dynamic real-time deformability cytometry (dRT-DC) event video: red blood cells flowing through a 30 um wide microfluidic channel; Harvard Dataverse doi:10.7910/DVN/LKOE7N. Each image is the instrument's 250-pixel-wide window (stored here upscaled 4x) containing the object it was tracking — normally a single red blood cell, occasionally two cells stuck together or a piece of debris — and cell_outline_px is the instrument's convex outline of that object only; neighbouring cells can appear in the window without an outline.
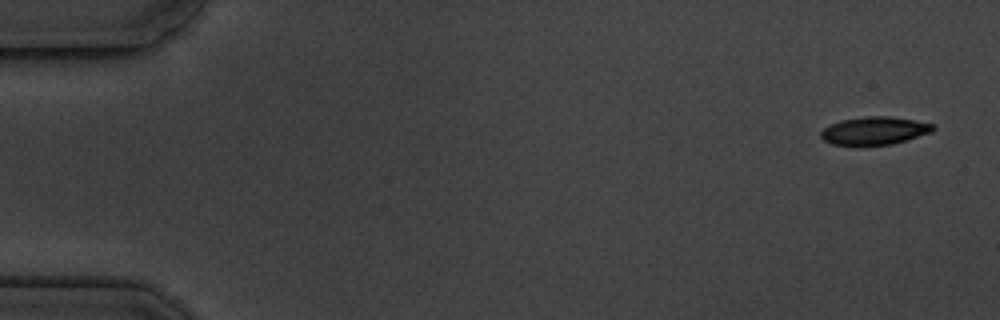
{"species": "common noctule bat (a hibernating species)", "species_latin": "Nyctalus noctula", "temperature_condition": "cold", "stored_images_in_passage": 6, "segment_of_instrument_passage": [1, 2], "camera_frame_rate_fps": 3000, "um_per_image_px": 0.085, "animal": {"sex": "male", "body_mass_g": 19.5, "forearm_length_mm": 54.6}, "frame": {"image": 1, "passage_image": 1, "time_ms": 0.0, "image_size_px": [1000, 320], "cell_outline_px": [[936, 128], [932, 132], [892, 144], [832, 144], [824, 140], [820, 136], [820, 132], [824, 128], [840, 120], [864, 116], [892, 116], [932, 124]], "centroid_in_image_um": [74.33, 11.09], "position_along_channel_um": 10.7, "area_um2": 17.92}}